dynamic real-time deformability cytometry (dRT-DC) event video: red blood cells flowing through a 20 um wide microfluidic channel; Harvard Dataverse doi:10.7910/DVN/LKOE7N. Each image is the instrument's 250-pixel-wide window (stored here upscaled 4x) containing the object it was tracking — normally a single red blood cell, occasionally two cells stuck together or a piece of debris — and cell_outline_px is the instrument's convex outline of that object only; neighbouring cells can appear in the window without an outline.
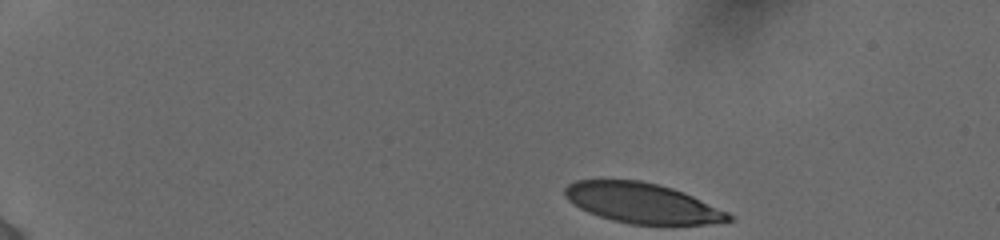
{"species": "human", "species_latin": "Homo sapiens", "temperature_condition": "cold", "stored_images_in_passage": 46, "camera_frame_rate_fps": 3000, "um_per_image_px": 0.085, "donor": {"sex": "female"}, "frame": {"image": 1, "passage_image": 1, "time_ms": 0.0, "image_size_px": [1000, 240], "cell_outline_px": [[732, 220], [704, 224], [632, 224], [612, 220], [588, 212], [580, 208], [568, 200], [564, 196], [564, 188], [568, 184], [576, 180], [640, 180], [672, 188], [684, 192], [728, 212], [732, 216]], "centroid_in_image_um": [54.55, 17.25], "position_along_channel_um": 30.4, "area_um2": 37.97}}
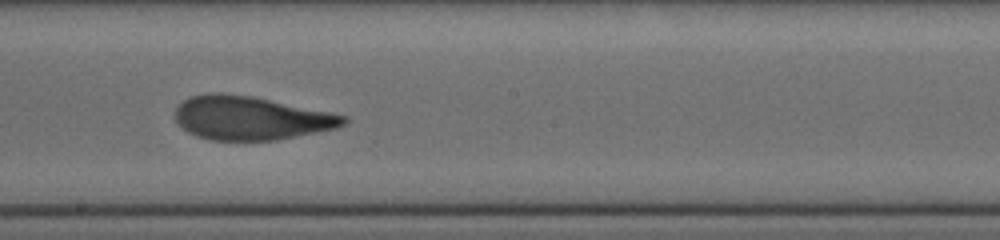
{"frame": {"image": 2, "passage_image": 25, "time_ms": 8.0, "image_size_px": [1000, 240], "cell_outline_px": [[348, 120], [344, 124], [336, 128], [276, 140], [208, 140], [196, 136], [188, 132], [176, 120], [176, 108], [184, 100], [192, 96], [212, 92], [216, 92], [252, 96], [348, 116]], "centroid_in_image_um": [21.31, 10.03], "position_along_channel_um": 226.9, "area_um2": 42.43}}
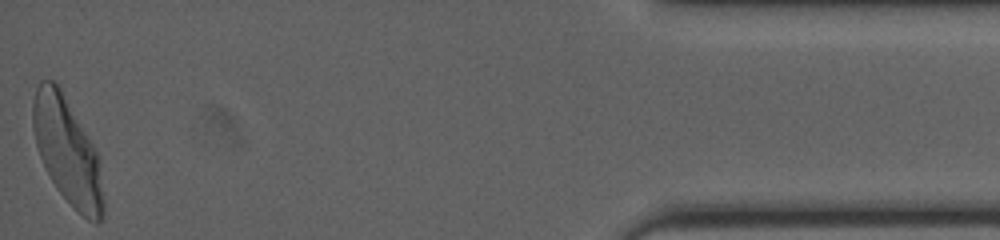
{"frame": {"image": 3, "passage_image": 46, "time_ms": 15.0, "image_size_px": [1000, 240], "cell_outline_px": [[104, 220], [96, 224], [88, 220], [72, 208], [56, 188], [40, 156], [36, 144], [32, 128], [32, 100], [36, 88], [40, 80], [52, 80], [60, 88], [92, 144], [100, 160], [104, 200]], "centroid_in_image_um": [5.73, 12.91], "position_along_channel_um": 429.5, "area_um2": 43.7}, "authors_computed_cell_mechanics": {"area_um2": 42.772, "velocity_mm_per_s": 3.8533, "shape_relaxation_time_tau1_ms": 3.585, "shape_relaxation_time_tau2_ms": 1.0202, "deformation_change_tau1": 0.1804, "deformation_change_tau2": 0.086}}